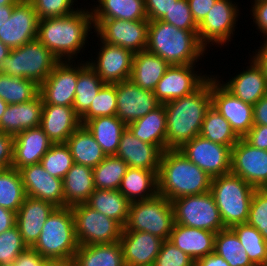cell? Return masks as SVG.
Returning a JSON list of instances; mask_svg holds the SVG:
<instances>
[{"label":"cell","mask_w":267,"mask_h":266,"mask_svg":"<svg viewBox=\"0 0 267 266\" xmlns=\"http://www.w3.org/2000/svg\"><path fill=\"white\" fill-rule=\"evenodd\" d=\"M92 29V11L84 7L67 16L39 20L37 39L59 61H70L85 49Z\"/></svg>","instance_id":"cell-1"},{"label":"cell","mask_w":267,"mask_h":266,"mask_svg":"<svg viewBox=\"0 0 267 266\" xmlns=\"http://www.w3.org/2000/svg\"><path fill=\"white\" fill-rule=\"evenodd\" d=\"M211 106V76L192 94L165 103L166 150L179 149L198 136Z\"/></svg>","instance_id":"cell-2"},{"label":"cell","mask_w":267,"mask_h":266,"mask_svg":"<svg viewBox=\"0 0 267 266\" xmlns=\"http://www.w3.org/2000/svg\"><path fill=\"white\" fill-rule=\"evenodd\" d=\"M158 194L169 201L210 192V176L178 149L162 152L157 174Z\"/></svg>","instance_id":"cell-3"},{"label":"cell","mask_w":267,"mask_h":266,"mask_svg":"<svg viewBox=\"0 0 267 266\" xmlns=\"http://www.w3.org/2000/svg\"><path fill=\"white\" fill-rule=\"evenodd\" d=\"M146 50L169 65L196 64L207 53L197 31L178 29L161 20L149 21Z\"/></svg>","instance_id":"cell-4"},{"label":"cell","mask_w":267,"mask_h":266,"mask_svg":"<svg viewBox=\"0 0 267 266\" xmlns=\"http://www.w3.org/2000/svg\"><path fill=\"white\" fill-rule=\"evenodd\" d=\"M78 246L71 207H56L32 248L48 260H73Z\"/></svg>","instance_id":"cell-5"},{"label":"cell","mask_w":267,"mask_h":266,"mask_svg":"<svg viewBox=\"0 0 267 266\" xmlns=\"http://www.w3.org/2000/svg\"><path fill=\"white\" fill-rule=\"evenodd\" d=\"M255 187L232 173L211 180L212 193L225 228L246 223Z\"/></svg>","instance_id":"cell-6"},{"label":"cell","mask_w":267,"mask_h":266,"mask_svg":"<svg viewBox=\"0 0 267 266\" xmlns=\"http://www.w3.org/2000/svg\"><path fill=\"white\" fill-rule=\"evenodd\" d=\"M58 62L57 57L36 38L11 49L0 65V72L33 80L40 86Z\"/></svg>","instance_id":"cell-7"},{"label":"cell","mask_w":267,"mask_h":266,"mask_svg":"<svg viewBox=\"0 0 267 266\" xmlns=\"http://www.w3.org/2000/svg\"><path fill=\"white\" fill-rule=\"evenodd\" d=\"M174 224L172 202L157 194L147 200L131 202L122 231L149 232L162 240H169Z\"/></svg>","instance_id":"cell-8"},{"label":"cell","mask_w":267,"mask_h":266,"mask_svg":"<svg viewBox=\"0 0 267 266\" xmlns=\"http://www.w3.org/2000/svg\"><path fill=\"white\" fill-rule=\"evenodd\" d=\"M175 223L218 233L225 228L211 192L172 201Z\"/></svg>","instance_id":"cell-9"},{"label":"cell","mask_w":267,"mask_h":266,"mask_svg":"<svg viewBox=\"0 0 267 266\" xmlns=\"http://www.w3.org/2000/svg\"><path fill=\"white\" fill-rule=\"evenodd\" d=\"M79 246L113 243L121 238L123 227L86 203L71 207Z\"/></svg>","instance_id":"cell-10"},{"label":"cell","mask_w":267,"mask_h":266,"mask_svg":"<svg viewBox=\"0 0 267 266\" xmlns=\"http://www.w3.org/2000/svg\"><path fill=\"white\" fill-rule=\"evenodd\" d=\"M233 2L217 0L205 19L198 25V40L206 50L209 44L222 47L232 41L235 24L240 15L239 6Z\"/></svg>","instance_id":"cell-11"},{"label":"cell","mask_w":267,"mask_h":266,"mask_svg":"<svg viewBox=\"0 0 267 266\" xmlns=\"http://www.w3.org/2000/svg\"><path fill=\"white\" fill-rule=\"evenodd\" d=\"M93 24L103 42L134 53L146 50L149 20L93 19Z\"/></svg>","instance_id":"cell-12"},{"label":"cell","mask_w":267,"mask_h":266,"mask_svg":"<svg viewBox=\"0 0 267 266\" xmlns=\"http://www.w3.org/2000/svg\"><path fill=\"white\" fill-rule=\"evenodd\" d=\"M231 149L198 135L178 150L213 179L230 173Z\"/></svg>","instance_id":"cell-13"},{"label":"cell","mask_w":267,"mask_h":266,"mask_svg":"<svg viewBox=\"0 0 267 266\" xmlns=\"http://www.w3.org/2000/svg\"><path fill=\"white\" fill-rule=\"evenodd\" d=\"M230 173L256 189L267 188V150L258 149L240 138L231 149Z\"/></svg>","instance_id":"cell-14"},{"label":"cell","mask_w":267,"mask_h":266,"mask_svg":"<svg viewBox=\"0 0 267 266\" xmlns=\"http://www.w3.org/2000/svg\"><path fill=\"white\" fill-rule=\"evenodd\" d=\"M214 76L211 74L212 107L230 123L235 134L243 138L254 126L253 105L234 96Z\"/></svg>","instance_id":"cell-15"},{"label":"cell","mask_w":267,"mask_h":266,"mask_svg":"<svg viewBox=\"0 0 267 266\" xmlns=\"http://www.w3.org/2000/svg\"><path fill=\"white\" fill-rule=\"evenodd\" d=\"M194 65H170L167 68L153 91L160 104L192 94L210 77V74L198 73Z\"/></svg>","instance_id":"cell-16"},{"label":"cell","mask_w":267,"mask_h":266,"mask_svg":"<svg viewBox=\"0 0 267 266\" xmlns=\"http://www.w3.org/2000/svg\"><path fill=\"white\" fill-rule=\"evenodd\" d=\"M100 40L96 60L89 59L87 64L97 73L105 84H115L130 80L135 53L120 46ZM102 43V44H101ZM91 60V61H90Z\"/></svg>","instance_id":"cell-17"},{"label":"cell","mask_w":267,"mask_h":266,"mask_svg":"<svg viewBox=\"0 0 267 266\" xmlns=\"http://www.w3.org/2000/svg\"><path fill=\"white\" fill-rule=\"evenodd\" d=\"M77 79L78 64L76 65L75 60L59 61L40 85L39 94L43 99V104L72 107Z\"/></svg>","instance_id":"cell-18"},{"label":"cell","mask_w":267,"mask_h":266,"mask_svg":"<svg viewBox=\"0 0 267 266\" xmlns=\"http://www.w3.org/2000/svg\"><path fill=\"white\" fill-rule=\"evenodd\" d=\"M37 13L29 0H20L12 15L0 27V41L10 49L21 47L38 36Z\"/></svg>","instance_id":"cell-19"},{"label":"cell","mask_w":267,"mask_h":266,"mask_svg":"<svg viewBox=\"0 0 267 266\" xmlns=\"http://www.w3.org/2000/svg\"><path fill=\"white\" fill-rule=\"evenodd\" d=\"M116 116L126 125L144 117L160 105L153 91L135 85L131 80L116 83Z\"/></svg>","instance_id":"cell-20"},{"label":"cell","mask_w":267,"mask_h":266,"mask_svg":"<svg viewBox=\"0 0 267 266\" xmlns=\"http://www.w3.org/2000/svg\"><path fill=\"white\" fill-rule=\"evenodd\" d=\"M19 173L26 196L50 202L55 207H65L63 179L51 176L40 163L25 166Z\"/></svg>","instance_id":"cell-21"},{"label":"cell","mask_w":267,"mask_h":266,"mask_svg":"<svg viewBox=\"0 0 267 266\" xmlns=\"http://www.w3.org/2000/svg\"><path fill=\"white\" fill-rule=\"evenodd\" d=\"M163 241L149 232L122 231L119 242L125 266H153Z\"/></svg>","instance_id":"cell-22"},{"label":"cell","mask_w":267,"mask_h":266,"mask_svg":"<svg viewBox=\"0 0 267 266\" xmlns=\"http://www.w3.org/2000/svg\"><path fill=\"white\" fill-rule=\"evenodd\" d=\"M162 150L136 138L128 127L123 131L115 156L128 167L159 171Z\"/></svg>","instance_id":"cell-23"},{"label":"cell","mask_w":267,"mask_h":266,"mask_svg":"<svg viewBox=\"0 0 267 266\" xmlns=\"http://www.w3.org/2000/svg\"><path fill=\"white\" fill-rule=\"evenodd\" d=\"M53 142L40 127H33L14 136L13 164L17 170L33 164H38Z\"/></svg>","instance_id":"cell-24"},{"label":"cell","mask_w":267,"mask_h":266,"mask_svg":"<svg viewBox=\"0 0 267 266\" xmlns=\"http://www.w3.org/2000/svg\"><path fill=\"white\" fill-rule=\"evenodd\" d=\"M55 208L50 202L29 196L25 198L16 213V226L28 247L36 243L46 219Z\"/></svg>","instance_id":"cell-25"},{"label":"cell","mask_w":267,"mask_h":266,"mask_svg":"<svg viewBox=\"0 0 267 266\" xmlns=\"http://www.w3.org/2000/svg\"><path fill=\"white\" fill-rule=\"evenodd\" d=\"M80 125L73 107L43 104L40 127L53 144L66 143Z\"/></svg>","instance_id":"cell-26"},{"label":"cell","mask_w":267,"mask_h":266,"mask_svg":"<svg viewBox=\"0 0 267 266\" xmlns=\"http://www.w3.org/2000/svg\"><path fill=\"white\" fill-rule=\"evenodd\" d=\"M249 66L241 71L229 81L224 82L215 76L221 84L234 96L245 103L255 105L263 96L267 94V79L262 70L250 58Z\"/></svg>","instance_id":"cell-27"},{"label":"cell","mask_w":267,"mask_h":266,"mask_svg":"<svg viewBox=\"0 0 267 266\" xmlns=\"http://www.w3.org/2000/svg\"><path fill=\"white\" fill-rule=\"evenodd\" d=\"M42 109L40 94L29 102L8 105L0 119L1 131L16 136L24 130L40 126Z\"/></svg>","instance_id":"cell-28"},{"label":"cell","mask_w":267,"mask_h":266,"mask_svg":"<svg viewBox=\"0 0 267 266\" xmlns=\"http://www.w3.org/2000/svg\"><path fill=\"white\" fill-rule=\"evenodd\" d=\"M215 235L205 229L175 223L169 241L196 261L214 252Z\"/></svg>","instance_id":"cell-29"},{"label":"cell","mask_w":267,"mask_h":266,"mask_svg":"<svg viewBox=\"0 0 267 266\" xmlns=\"http://www.w3.org/2000/svg\"><path fill=\"white\" fill-rule=\"evenodd\" d=\"M139 140L166 150L167 119L164 104L127 125Z\"/></svg>","instance_id":"cell-30"},{"label":"cell","mask_w":267,"mask_h":266,"mask_svg":"<svg viewBox=\"0 0 267 266\" xmlns=\"http://www.w3.org/2000/svg\"><path fill=\"white\" fill-rule=\"evenodd\" d=\"M170 65L147 50L135 53L130 80L139 87L154 91Z\"/></svg>","instance_id":"cell-31"},{"label":"cell","mask_w":267,"mask_h":266,"mask_svg":"<svg viewBox=\"0 0 267 266\" xmlns=\"http://www.w3.org/2000/svg\"><path fill=\"white\" fill-rule=\"evenodd\" d=\"M94 190L93 168L74 163L63 178L65 207L86 203Z\"/></svg>","instance_id":"cell-32"},{"label":"cell","mask_w":267,"mask_h":266,"mask_svg":"<svg viewBox=\"0 0 267 266\" xmlns=\"http://www.w3.org/2000/svg\"><path fill=\"white\" fill-rule=\"evenodd\" d=\"M158 171L128 167L119 191L130 201L147 200L158 194Z\"/></svg>","instance_id":"cell-33"},{"label":"cell","mask_w":267,"mask_h":266,"mask_svg":"<svg viewBox=\"0 0 267 266\" xmlns=\"http://www.w3.org/2000/svg\"><path fill=\"white\" fill-rule=\"evenodd\" d=\"M83 125L93 135L106 156L116 154L122 133L127 127L116 115L96 117L87 120Z\"/></svg>","instance_id":"cell-34"},{"label":"cell","mask_w":267,"mask_h":266,"mask_svg":"<svg viewBox=\"0 0 267 266\" xmlns=\"http://www.w3.org/2000/svg\"><path fill=\"white\" fill-rule=\"evenodd\" d=\"M74 266H125L119 241L78 246Z\"/></svg>","instance_id":"cell-35"},{"label":"cell","mask_w":267,"mask_h":266,"mask_svg":"<svg viewBox=\"0 0 267 266\" xmlns=\"http://www.w3.org/2000/svg\"><path fill=\"white\" fill-rule=\"evenodd\" d=\"M74 163L95 168L105 158L100 145L84 125H80L75 132L67 139Z\"/></svg>","instance_id":"cell-36"},{"label":"cell","mask_w":267,"mask_h":266,"mask_svg":"<svg viewBox=\"0 0 267 266\" xmlns=\"http://www.w3.org/2000/svg\"><path fill=\"white\" fill-rule=\"evenodd\" d=\"M86 204L125 227L131 202L119 190L95 189Z\"/></svg>","instance_id":"cell-37"},{"label":"cell","mask_w":267,"mask_h":266,"mask_svg":"<svg viewBox=\"0 0 267 266\" xmlns=\"http://www.w3.org/2000/svg\"><path fill=\"white\" fill-rule=\"evenodd\" d=\"M97 2L98 5L90 8L93 19L148 20L144 0H97Z\"/></svg>","instance_id":"cell-38"},{"label":"cell","mask_w":267,"mask_h":266,"mask_svg":"<svg viewBox=\"0 0 267 266\" xmlns=\"http://www.w3.org/2000/svg\"><path fill=\"white\" fill-rule=\"evenodd\" d=\"M78 63V79L75 90V100L73 108L75 113L81 117L89 108L95 96L105 85L97 73L87 64V61L81 60Z\"/></svg>","instance_id":"cell-39"},{"label":"cell","mask_w":267,"mask_h":266,"mask_svg":"<svg viewBox=\"0 0 267 266\" xmlns=\"http://www.w3.org/2000/svg\"><path fill=\"white\" fill-rule=\"evenodd\" d=\"M39 92L40 86L33 80L0 72V98L9 105L29 102L36 98Z\"/></svg>","instance_id":"cell-40"},{"label":"cell","mask_w":267,"mask_h":266,"mask_svg":"<svg viewBox=\"0 0 267 266\" xmlns=\"http://www.w3.org/2000/svg\"><path fill=\"white\" fill-rule=\"evenodd\" d=\"M199 135L228 147H233L240 139L232 130L230 123L212 106L206 113Z\"/></svg>","instance_id":"cell-41"},{"label":"cell","mask_w":267,"mask_h":266,"mask_svg":"<svg viewBox=\"0 0 267 266\" xmlns=\"http://www.w3.org/2000/svg\"><path fill=\"white\" fill-rule=\"evenodd\" d=\"M26 197L19 170H0V206L17 213Z\"/></svg>","instance_id":"cell-42"},{"label":"cell","mask_w":267,"mask_h":266,"mask_svg":"<svg viewBox=\"0 0 267 266\" xmlns=\"http://www.w3.org/2000/svg\"><path fill=\"white\" fill-rule=\"evenodd\" d=\"M214 252L226 260L230 266H255L231 228H224L216 233Z\"/></svg>","instance_id":"cell-43"},{"label":"cell","mask_w":267,"mask_h":266,"mask_svg":"<svg viewBox=\"0 0 267 266\" xmlns=\"http://www.w3.org/2000/svg\"><path fill=\"white\" fill-rule=\"evenodd\" d=\"M128 165L115 155L106 158L93 168L95 189L118 190Z\"/></svg>","instance_id":"cell-44"},{"label":"cell","mask_w":267,"mask_h":266,"mask_svg":"<svg viewBox=\"0 0 267 266\" xmlns=\"http://www.w3.org/2000/svg\"><path fill=\"white\" fill-rule=\"evenodd\" d=\"M231 229L237 235L251 262L255 266H264L267 261V241L262 234L247 223L237 224Z\"/></svg>","instance_id":"cell-45"},{"label":"cell","mask_w":267,"mask_h":266,"mask_svg":"<svg viewBox=\"0 0 267 266\" xmlns=\"http://www.w3.org/2000/svg\"><path fill=\"white\" fill-rule=\"evenodd\" d=\"M40 164L51 176L63 179L74 165V160L66 143H57L45 153Z\"/></svg>","instance_id":"cell-46"},{"label":"cell","mask_w":267,"mask_h":266,"mask_svg":"<svg viewBox=\"0 0 267 266\" xmlns=\"http://www.w3.org/2000/svg\"><path fill=\"white\" fill-rule=\"evenodd\" d=\"M116 113V83L105 84L95 96L90 108L80 117V122L83 125L87 120L102 116H113Z\"/></svg>","instance_id":"cell-47"},{"label":"cell","mask_w":267,"mask_h":266,"mask_svg":"<svg viewBox=\"0 0 267 266\" xmlns=\"http://www.w3.org/2000/svg\"><path fill=\"white\" fill-rule=\"evenodd\" d=\"M246 223L255 227L267 241V188L254 191Z\"/></svg>","instance_id":"cell-48"},{"label":"cell","mask_w":267,"mask_h":266,"mask_svg":"<svg viewBox=\"0 0 267 266\" xmlns=\"http://www.w3.org/2000/svg\"><path fill=\"white\" fill-rule=\"evenodd\" d=\"M27 247L17 226L2 232L0 234V265L13 263Z\"/></svg>","instance_id":"cell-49"},{"label":"cell","mask_w":267,"mask_h":266,"mask_svg":"<svg viewBox=\"0 0 267 266\" xmlns=\"http://www.w3.org/2000/svg\"><path fill=\"white\" fill-rule=\"evenodd\" d=\"M39 20L70 15L79 8H74L77 0H29Z\"/></svg>","instance_id":"cell-50"},{"label":"cell","mask_w":267,"mask_h":266,"mask_svg":"<svg viewBox=\"0 0 267 266\" xmlns=\"http://www.w3.org/2000/svg\"><path fill=\"white\" fill-rule=\"evenodd\" d=\"M161 21L176 26L178 29L197 31L198 25L194 21L188 0L173 2L167 14Z\"/></svg>","instance_id":"cell-51"},{"label":"cell","mask_w":267,"mask_h":266,"mask_svg":"<svg viewBox=\"0 0 267 266\" xmlns=\"http://www.w3.org/2000/svg\"><path fill=\"white\" fill-rule=\"evenodd\" d=\"M195 261L171 241L164 240L153 266H194Z\"/></svg>","instance_id":"cell-52"},{"label":"cell","mask_w":267,"mask_h":266,"mask_svg":"<svg viewBox=\"0 0 267 266\" xmlns=\"http://www.w3.org/2000/svg\"><path fill=\"white\" fill-rule=\"evenodd\" d=\"M173 2L177 0H144V8L149 21L160 20L168 13Z\"/></svg>","instance_id":"cell-53"},{"label":"cell","mask_w":267,"mask_h":266,"mask_svg":"<svg viewBox=\"0 0 267 266\" xmlns=\"http://www.w3.org/2000/svg\"><path fill=\"white\" fill-rule=\"evenodd\" d=\"M251 6V17L255 23L256 30H259L263 35L262 38H267V0H254Z\"/></svg>","instance_id":"cell-54"},{"label":"cell","mask_w":267,"mask_h":266,"mask_svg":"<svg viewBox=\"0 0 267 266\" xmlns=\"http://www.w3.org/2000/svg\"><path fill=\"white\" fill-rule=\"evenodd\" d=\"M13 143L14 136L0 133V170L12 167Z\"/></svg>","instance_id":"cell-55"},{"label":"cell","mask_w":267,"mask_h":266,"mask_svg":"<svg viewBox=\"0 0 267 266\" xmlns=\"http://www.w3.org/2000/svg\"><path fill=\"white\" fill-rule=\"evenodd\" d=\"M217 0H188L192 17L199 25L207 16Z\"/></svg>","instance_id":"cell-56"},{"label":"cell","mask_w":267,"mask_h":266,"mask_svg":"<svg viewBox=\"0 0 267 266\" xmlns=\"http://www.w3.org/2000/svg\"><path fill=\"white\" fill-rule=\"evenodd\" d=\"M243 138L250 145L267 150V126H253Z\"/></svg>","instance_id":"cell-57"},{"label":"cell","mask_w":267,"mask_h":266,"mask_svg":"<svg viewBox=\"0 0 267 266\" xmlns=\"http://www.w3.org/2000/svg\"><path fill=\"white\" fill-rule=\"evenodd\" d=\"M47 260L32 247H27L19 254L14 263L17 266H42Z\"/></svg>","instance_id":"cell-58"},{"label":"cell","mask_w":267,"mask_h":266,"mask_svg":"<svg viewBox=\"0 0 267 266\" xmlns=\"http://www.w3.org/2000/svg\"><path fill=\"white\" fill-rule=\"evenodd\" d=\"M254 126H267V94L253 105Z\"/></svg>","instance_id":"cell-59"},{"label":"cell","mask_w":267,"mask_h":266,"mask_svg":"<svg viewBox=\"0 0 267 266\" xmlns=\"http://www.w3.org/2000/svg\"><path fill=\"white\" fill-rule=\"evenodd\" d=\"M263 40L264 43L256 50V52H253V56L251 55L250 58L262 70V73L267 79V38H264Z\"/></svg>","instance_id":"cell-60"},{"label":"cell","mask_w":267,"mask_h":266,"mask_svg":"<svg viewBox=\"0 0 267 266\" xmlns=\"http://www.w3.org/2000/svg\"><path fill=\"white\" fill-rule=\"evenodd\" d=\"M16 226V213L0 206V234Z\"/></svg>","instance_id":"cell-61"},{"label":"cell","mask_w":267,"mask_h":266,"mask_svg":"<svg viewBox=\"0 0 267 266\" xmlns=\"http://www.w3.org/2000/svg\"><path fill=\"white\" fill-rule=\"evenodd\" d=\"M194 266H230L226 260L215 252L195 261Z\"/></svg>","instance_id":"cell-62"},{"label":"cell","mask_w":267,"mask_h":266,"mask_svg":"<svg viewBox=\"0 0 267 266\" xmlns=\"http://www.w3.org/2000/svg\"><path fill=\"white\" fill-rule=\"evenodd\" d=\"M15 5L0 6V27L9 20Z\"/></svg>","instance_id":"cell-63"},{"label":"cell","mask_w":267,"mask_h":266,"mask_svg":"<svg viewBox=\"0 0 267 266\" xmlns=\"http://www.w3.org/2000/svg\"><path fill=\"white\" fill-rule=\"evenodd\" d=\"M42 266H74L73 260H47Z\"/></svg>","instance_id":"cell-64"},{"label":"cell","mask_w":267,"mask_h":266,"mask_svg":"<svg viewBox=\"0 0 267 266\" xmlns=\"http://www.w3.org/2000/svg\"><path fill=\"white\" fill-rule=\"evenodd\" d=\"M10 48L0 41V65L2 64L3 59L9 55Z\"/></svg>","instance_id":"cell-65"},{"label":"cell","mask_w":267,"mask_h":266,"mask_svg":"<svg viewBox=\"0 0 267 266\" xmlns=\"http://www.w3.org/2000/svg\"><path fill=\"white\" fill-rule=\"evenodd\" d=\"M8 105H9L8 103H6L2 98H0V119L3 116Z\"/></svg>","instance_id":"cell-66"},{"label":"cell","mask_w":267,"mask_h":266,"mask_svg":"<svg viewBox=\"0 0 267 266\" xmlns=\"http://www.w3.org/2000/svg\"><path fill=\"white\" fill-rule=\"evenodd\" d=\"M20 0H0V6L16 5Z\"/></svg>","instance_id":"cell-67"},{"label":"cell","mask_w":267,"mask_h":266,"mask_svg":"<svg viewBox=\"0 0 267 266\" xmlns=\"http://www.w3.org/2000/svg\"><path fill=\"white\" fill-rule=\"evenodd\" d=\"M0 266H17V265L13 262V263L1 264Z\"/></svg>","instance_id":"cell-68"}]
</instances>
